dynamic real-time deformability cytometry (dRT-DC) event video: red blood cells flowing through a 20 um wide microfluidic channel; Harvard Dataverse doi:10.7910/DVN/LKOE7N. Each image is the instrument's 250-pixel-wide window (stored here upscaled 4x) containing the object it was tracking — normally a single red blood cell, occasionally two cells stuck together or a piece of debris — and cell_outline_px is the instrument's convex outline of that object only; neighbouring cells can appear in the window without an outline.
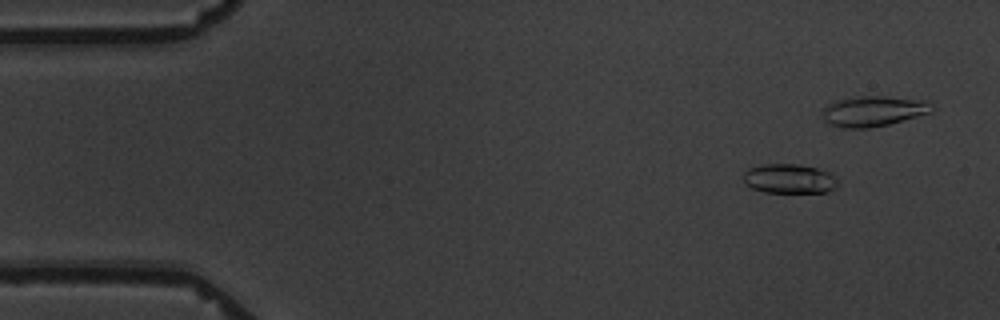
{"species": "common noctule bat (a hibernating species)", "species_latin": "Nyctalus noctula", "temperature_condition": "warm", "stored_images_in_passage": 6, "camera_frame_rate_fps": 3000, "um_per_image_px": 0.085, "animal": {"sex": "male", "body_mass_g": 19.5, "forearm_length_mm": 54.6}, "frame": {"image": 1, "passage_image": 2, "time_ms": 1.0, "image_size_px": [1000, 320], "cell_outline_px": [[840, 184], [824, 192], [764, 192], [752, 188], [744, 184], [744, 172], [748, 168], [760, 164], [796, 164], [816, 168], [832, 172], [840, 180]], "centroid_in_image_um": [67.1, 15.18], "position_along_channel_um": 17.9, "area_um2": 16.42}}
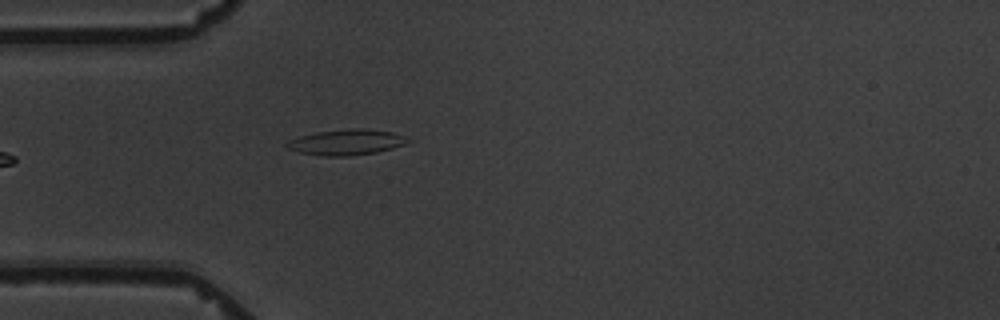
{"frame": {"image": 2, "passage_image": 6, "time_ms": 5.667, "image_size_px": [1000, 320], "cell_outline_px": [[412, 140], [404, 144], [392, 148], [376, 152], [348, 156], [320, 156], [300, 152], [288, 148], [284, 144], [288, 140], [300, 136], [316, 132], [352, 128], [360, 128], [392, 132], [404, 136]], "centroid_in_image_um": [29.43, 12.09], "position_along_channel_um": 55.6, "area_um2": 17.98}}